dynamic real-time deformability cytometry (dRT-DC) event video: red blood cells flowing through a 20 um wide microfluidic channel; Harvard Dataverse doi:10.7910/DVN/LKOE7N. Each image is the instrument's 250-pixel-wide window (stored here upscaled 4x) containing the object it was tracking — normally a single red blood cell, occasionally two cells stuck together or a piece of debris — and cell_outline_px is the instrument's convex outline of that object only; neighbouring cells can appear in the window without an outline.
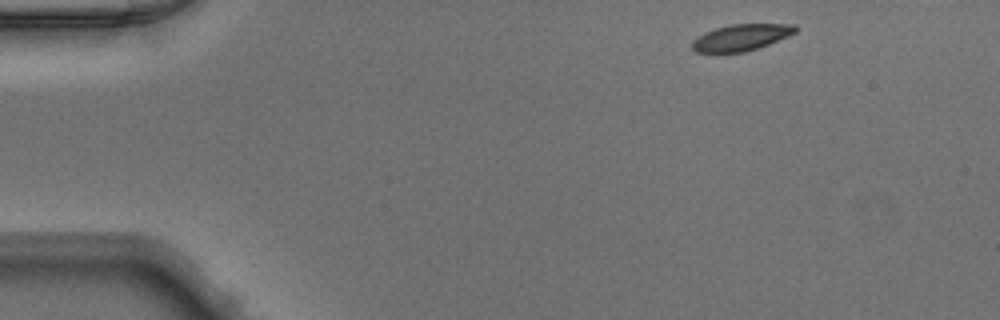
{"species": "Egyptian fruit bat (a non-hibernating species)", "species_latin": "Rousettus aegyptiacus", "temperature_condition": "warm", "stored_images_in_passage": 40, "camera_frame_rate_fps": 3000, "um_per_image_px": 0.085, "animal": {"sex": "male"}, "frame": {"image": 1, "passage_image": 1, "time_ms": 0.0, "image_size_px": [1000, 320], "cell_outline_px": [[796, 32], [788, 36], [768, 44], [744, 52], [696, 52], [692, 48], [692, 40], [704, 32], [716, 28], [732, 24], [796, 24]], "centroid_in_image_um": [62.98, 3.17], "position_along_channel_um": 22.0, "area_um2": 15.72}}
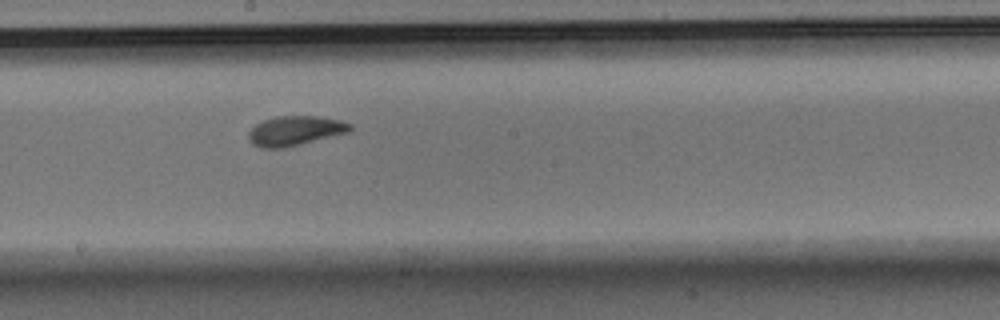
{"frame": {"image": 2, "passage_image": 22, "time_ms": 7.0, "image_size_px": [1000, 320], "cell_outline_px": [[352, 128], [348, 132], [284, 148], [260, 148], [252, 144], [248, 140], [248, 132], [256, 124], [264, 120], [276, 116], [320, 116], [340, 120], [352, 124]], "centroid_in_image_um": [25.06, 11.11], "position_along_channel_um": 223.1, "area_um2": 17.51}}
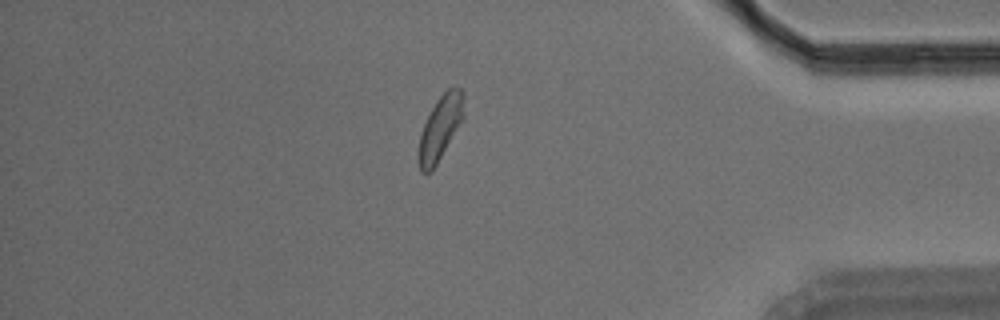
{"frame": {"image": 3, "passage_image": 37, "time_ms": 12.0, "image_size_px": [1000, 320], "cell_outline_px": [[464, 116], [432, 172], [420, 172], [416, 160], [416, 156], [420, 132], [436, 100], [448, 88], [456, 84], [460, 88], [464, 96]], "centroid_in_image_um": [37.39, 10.89], "position_along_channel_um": 397.8, "area_um2": 17.17}}